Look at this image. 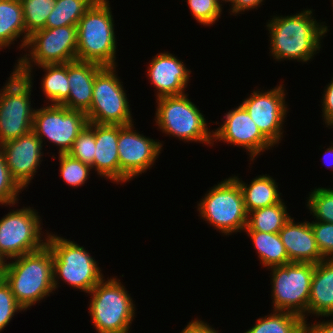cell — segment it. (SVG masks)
I'll list each match as a JSON object with an SVG mask.
<instances>
[{
	"label": "cell",
	"instance_id": "836d02e7",
	"mask_svg": "<svg viewBox=\"0 0 333 333\" xmlns=\"http://www.w3.org/2000/svg\"><path fill=\"white\" fill-rule=\"evenodd\" d=\"M192 18L203 27H211L221 19L224 9L215 0H183Z\"/></svg>",
	"mask_w": 333,
	"mask_h": 333
},
{
	"label": "cell",
	"instance_id": "f546056e",
	"mask_svg": "<svg viewBox=\"0 0 333 333\" xmlns=\"http://www.w3.org/2000/svg\"><path fill=\"white\" fill-rule=\"evenodd\" d=\"M51 153L49 156H52V160L56 158H58L56 159L57 161L59 160V176L65 184L76 189V187H82L89 182L88 180L91 178V173H94L90 165L71 157L68 153L58 154V156L53 152Z\"/></svg>",
	"mask_w": 333,
	"mask_h": 333
},
{
	"label": "cell",
	"instance_id": "ab89813d",
	"mask_svg": "<svg viewBox=\"0 0 333 333\" xmlns=\"http://www.w3.org/2000/svg\"><path fill=\"white\" fill-rule=\"evenodd\" d=\"M214 327L206 322L205 319L202 320L200 317L193 318V320L187 322L180 333H222Z\"/></svg>",
	"mask_w": 333,
	"mask_h": 333
},
{
	"label": "cell",
	"instance_id": "681fc988",
	"mask_svg": "<svg viewBox=\"0 0 333 333\" xmlns=\"http://www.w3.org/2000/svg\"><path fill=\"white\" fill-rule=\"evenodd\" d=\"M331 1V5H332V7H333V0H330ZM332 10V12H333V8L331 9ZM333 14V13H332Z\"/></svg>",
	"mask_w": 333,
	"mask_h": 333
},
{
	"label": "cell",
	"instance_id": "c3c4849f",
	"mask_svg": "<svg viewBox=\"0 0 333 333\" xmlns=\"http://www.w3.org/2000/svg\"><path fill=\"white\" fill-rule=\"evenodd\" d=\"M226 5L229 4L232 0H222Z\"/></svg>",
	"mask_w": 333,
	"mask_h": 333
},
{
	"label": "cell",
	"instance_id": "8992f818",
	"mask_svg": "<svg viewBox=\"0 0 333 333\" xmlns=\"http://www.w3.org/2000/svg\"><path fill=\"white\" fill-rule=\"evenodd\" d=\"M118 276L104 277L87 294L88 314L96 333H131L137 306Z\"/></svg>",
	"mask_w": 333,
	"mask_h": 333
},
{
	"label": "cell",
	"instance_id": "bcb514c9",
	"mask_svg": "<svg viewBox=\"0 0 333 333\" xmlns=\"http://www.w3.org/2000/svg\"><path fill=\"white\" fill-rule=\"evenodd\" d=\"M325 128H327V129H332V132H333V123H331V124L325 126ZM332 142H333V141H332Z\"/></svg>",
	"mask_w": 333,
	"mask_h": 333
},
{
	"label": "cell",
	"instance_id": "4fadbf2b",
	"mask_svg": "<svg viewBox=\"0 0 333 333\" xmlns=\"http://www.w3.org/2000/svg\"><path fill=\"white\" fill-rule=\"evenodd\" d=\"M285 81L281 79L271 89L255 87L247 97L242 99L241 105L248 112L261 133L275 146L282 142L286 127L287 115L291 109L287 99ZM281 83V84H280ZM285 125V126H284Z\"/></svg>",
	"mask_w": 333,
	"mask_h": 333
},
{
	"label": "cell",
	"instance_id": "277c9868",
	"mask_svg": "<svg viewBox=\"0 0 333 333\" xmlns=\"http://www.w3.org/2000/svg\"><path fill=\"white\" fill-rule=\"evenodd\" d=\"M188 96L187 92L155 99L154 126L164 133L165 137L176 138L184 143H199L211 148V125L203 114L204 111H201Z\"/></svg>",
	"mask_w": 333,
	"mask_h": 333
},
{
	"label": "cell",
	"instance_id": "3957f363",
	"mask_svg": "<svg viewBox=\"0 0 333 333\" xmlns=\"http://www.w3.org/2000/svg\"><path fill=\"white\" fill-rule=\"evenodd\" d=\"M109 0H96L77 25V60L118 66L116 24Z\"/></svg>",
	"mask_w": 333,
	"mask_h": 333
},
{
	"label": "cell",
	"instance_id": "5bb4252c",
	"mask_svg": "<svg viewBox=\"0 0 333 333\" xmlns=\"http://www.w3.org/2000/svg\"><path fill=\"white\" fill-rule=\"evenodd\" d=\"M87 124V115L83 111L45 104L40 108L36 106L32 132L41 140L43 148H48V142L58 148V154H67Z\"/></svg>",
	"mask_w": 333,
	"mask_h": 333
},
{
	"label": "cell",
	"instance_id": "d4e9b609",
	"mask_svg": "<svg viewBox=\"0 0 333 333\" xmlns=\"http://www.w3.org/2000/svg\"><path fill=\"white\" fill-rule=\"evenodd\" d=\"M15 44H17L18 52L22 50L23 53L26 46V28L22 2L21 0H0V51L10 50L14 47L11 45Z\"/></svg>",
	"mask_w": 333,
	"mask_h": 333
},
{
	"label": "cell",
	"instance_id": "74e56055",
	"mask_svg": "<svg viewBox=\"0 0 333 333\" xmlns=\"http://www.w3.org/2000/svg\"><path fill=\"white\" fill-rule=\"evenodd\" d=\"M321 93V117L325 127L333 123V76L330 79V82H328L327 85L323 88V92Z\"/></svg>",
	"mask_w": 333,
	"mask_h": 333
},
{
	"label": "cell",
	"instance_id": "1f68e13d",
	"mask_svg": "<svg viewBox=\"0 0 333 333\" xmlns=\"http://www.w3.org/2000/svg\"><path fill=\"white\" fill-rule=\"evenodd\" d=\"M305 206L314 220L333 223V186L315 187L307 193Z\"/></svg>",
	"mask_w": 333,
	"mask_h": 333
},
{
	"label": "cell",
	"instance_id": "f35d334b",
	"mask_svg": "<svg viewBox=\"0 0 333 333\" xmlns=\"http://www.w3.org/2000/svg\"><path fill=\"white\" fill-rule=\"evenodd\" d=\"M266 0H232L229 4V7L226 12L231 16H241L246 12L252 11V9L258 10ZM241 14V15H240Z\"/></svg>",
	"mask_w": 333,
	"mask_h": 333
},
{
	"label": "cell",
	"instance_id": "2e32d148",
	"mask_svg": "<svg viewBox=\"0 0 333 333\" xmlns=\"http://www.w3.org/2000/svg\"><path fill=\"white\" fill-rule=\"evenodd\" d=\"M134 125L136 124L119 125L117 150L121 186L154 168L164 149V141L144 135Z\"/></svg>",
	"mask_w": 333,
	"mask_h": 333
},
{
	"label": "cell",
	"instance_id": "cb8c5ba5",
	"mask_svg": "<svg viewBox=\"0 0 333 333\" xmlns=\"http://www.w3.org/2000/svg\"><path fill=\"white\" fill-rule=\"evenodd\" d=\"M232 177L238 182L241 188L244 204L247 213L267 206L277 204L283 200V194L278 188L279 182L270 174H260L250 179V182H244L239 174H232Z\"/></svg>",
	"mask_w": 333,
	"mask_h": 333
},
{
	"label": "cell",
	"instance_id": "44dd1931",
	"mask_svg": "<svg viewBox=\"0 0 333 333\" xmlns=\"http://www.w3.org/2000/svg\"><path fill=\"white\" fill-rule=\"evenodd\" d=\"M103 66L86 61L68 62L69 96L63 106L87 112L92 104L93 84L96 73Z\"/></svg>",
	"mask_w": 333,
	"mask_h": 333
},
{
	"label": "cell",
	"instance_id": "b9f144b4",
	"mask_svg": "<svg viewBox=\"0 0 333 333\" xmlns=\"http://www.w3.org/2000/svg\"><path fill=\"white\" fill-rule=\"evenodd\" d=\"M330 145L327 146V148L325 150H323V158H321V160L323 161V165H326L327 169L331 172V174L333 175V142L332 140L330 141ZM333 178V176H332Z\"/></svg>",
	"mask_w": 333,
	"mask_h": 333
},
{
	"label": "cell",
	"instance_id": "7bdbcfd3",
	"mask_svg": "<svg viewBox=\"0 0 333 333\" xmlns=\"http://www.w3.org/2000/svg\"><path fill=\"white\" fill-rule=\"evenodd\" d=\"M299 333H314L307 325Z\"/></svg>",
	"mask_w": 333,
	"mask_h": 333
},
{
	"label": "cell",
	"instance_id": "9a60e30c",
	"mask_svg": "<svg viewBox=\"0 0 333 333\" xmlns=\"http://www.w3.org/2000/svg\"><path fill=\"white\" fill-rule=\"evenodd\" d=\"M237 105L224 113L220 119L221 123L210 122L217 125L215 129L213 128L212 147L218 142H224L228 146L245 150L244 152L249 156L248 167L252 168L250 165L255 164L257 158L276 147L261 133L245 108L240 103Z\"/></svg>",
	"mask_w": 333,
	"mask_h": 333
},
{
	"label": "cell",
	"instance_id": "f1b7e54d",
	"mask_svg": "<svg viewBox=\"0 0 333 333\" xmlns=\"http://www.w3.org/2000/svg\"><path fill=\"white\" fill-rule=\"evenodd\" d=\"M96 0H56L45 28L77 26L79 20Z\"/></svg>",
	"mask_w": 333,
	"mask_h": 333
},
{
	"label": "cell",
	"instance_id": "603a6c76",
	"mask_svg": "<svg viewBox=\"0 0 333 333\" xmlns=\"http://www.w3.org/2000/svg\"><path fill=\"white\" fill-rule=\"evenodd\" d=\"M36 69H41L44 72L40 78V89L45 96L44 104L62 105L69 96L68 63L44 64L35 68L13 67V70L19 75H33Z\"/></svg>",
	"mask_w": 333,
	"mask_h": 333
},
{
	"label": "cell",
	"instance_id": "ee69618b",
	"mask_svg": "<svg viewBox=\"0 0 333 333\" xmlns=\"http://www.w3.org/2000/svg\"><path fill=\"white\" fill-rule=\"evenodd\" d=\"M4 281V271L3 268L0 270V284Z\"/></svg>",
	"mask_w": 333,
	"mask_h": 333
},
{
	"label": "cell",
	"instance_id": "d590c367",
	"mask_svg": "<svg viewBox=\"0 0 333 333\" xmlns=\"http://www.w3.org/2000/svg\"><path fill=\"white\" fill-rule=\"evenodd\" d=\"M25 310L17 303L5 280L0 284V333L7 328L14 316Z\"/></svg>",
	"mask_w": 333,
	"mask_h": 333
},
{
	"label": "cell",
	"instance_id": "ba28073f",
	"mask_svg": "<svg viewBox=\"0 0 333 333\" xmlns=\"http://www.w3.org/2000/svg\"><path fill=\"white\" fill-rule=\"evenodd\" d=\"M20 203L6 205L9 212L0 219V259L4 263L38 251L47 244L50 228H46V232L42 230L44 224L43 216L39 214L41 212L27 205L16 209Z\"/></svg>",
	"mask_w": 333,
	"mask_h": 333
},
{
	"label": "cell",
	"instance_id": "f6af8a7d",
	"mask_svg": "<svg viewBox=\"0 0 333 333\" xmlns=\"http://www.w3.org/2000/svg\"><path fill=\"white\" fill-rule=\"evenodd\" d=\"M223 9H224V2L222 0H215Z\"/></svg>",
	"mask_w": 333,
	"mask_h": 333
},
{
	"label": "cell",
	"instance_id": "5b68a950",
	"mask_svg": "<svg viewBox=\"0 0 333 333\" xmlns=\"http://www.w3.org/2000/svg\"><path fill=\"white\" fill-rule=\"evenodd\" d=\"M47 245L53 252V286L55 293L60 284L73 290L89 293L104 277L103 269L90 250L76 241L49 231ZM102 269V270H101Z\"/></svg>",
	"mask_w": 333,
	"mask_h": 333
},
{
	"label": "cell",
	"instance_id": "7c38bea8",
	"mask_svg": "<svg viewBox=\"0 0 333 333\" xmlns=\"http://www.w3.org/2000/svg\"><path fill=\"white\" fill-rule=\"evenodd\" d=\"M77 60V26L44 28L28 37L13 67L66 64Z\"/></svg>",
	"mask_w": 333,
	"mask_h": 333
},
{
	"label": "cell",
	"instance_id": "7dc6e473",
	"mask_svg": "<svg viewBox=\"0 0 333 333\" xmlns=\"http://www.w3.org/2000/svg\"><path fill=\"white\" fill-rule=\"evenodd\" d=\"M4 262L0 259V270L3 268Z\"/></svg>",
	"mask_w": 333,
	"mask_h": 333
},
{
	"label": "cell",
	"instance_id": "8d00e7d4",
	"mask_svg": "<svg viewBox=\"0 0 333 333\" xmlns=\"http://www.w3.org/2000/svg\"><path fill=\"white\" fill-rule=\"evenodd\" d=\"M317 247L324 259H333V223L310 221Z\"/></svg>",
	"mask_w": 333,
	"mask_h": 333
},
{
	"label": "cell",
	"instance_id": "8fae6325",
	"mask_svg": "<svg viewBox=\"0 0 333 333\" xmlns=\"http://www.w3.org/2000/svg\"><path fill=\"white\" fill-rule=\"evenodd\" d=\"M118 66H103L95 76L88 122L96 124L128 125L134 123L131 100L118 76Z\"/></svg>",
	"mask_w": 333,
	"mask_h": 333
},
{
	"label": "cell",
	"instance_id": "6da1fadb",
	"mask_svg": "<svg viewBox=\"0 0 333 333\" xmlns=\"http://www.w3.org/2000/svg\"><path fill=\"white\" fill-rule=\"evenodd\" d=\"M300 10L287 16L273 13L264 26L268 30L269 56L274 63L292 60L302 66L310 64L323 48L330 26L317 20L315 10L308 6Z\"/></svg>",
	"mask_w": 333,
	"mask_h": 333
},
{
	"label": "cell",
	"instance_id": "ac0fdd59",
	"mask_svg": "<svg viewBox=\"0 0 333 333\" xmlns=\"http://www.w3.org/2000/svg\"><path fill=\"white\" fill-rule=\"evenodd\" d=\"M174 53L158 52L152 56L147 64L146 77L150 85L155 88V98L187 93L191 82L190 67Z\"/></svg>",
	"mask_w": 333,
	"mask_h": 333
},
{
	"label": "cell",
	"instance_id": "e0dca14e",
	"mask_svg": "<svg viewBox=\"0 0 333 333\" xmlns=\"http://www.w3.org/2000/svg\"><path fill=\"white\" fill-rule=\"evenodd\" d=\"M12 178L23 189H29L42 165L45 148L31 131L18 139L0 144ZM35 177V178H34ZM32 182V183H31Z\"/></svg>",
	"mask_w": 333,
	"mask_h": 333
},
{
	"label": "cell",
	"instance_id": "d6a6232c",
	"mask_svg": "<svg viewBox=\"0 0 333 333\" xmlns=\"http://www.w3.org/2000/svg\"><path fill=\"white\" fill-rule=\"evenodd\" d=\"M95 148L94 123L88 122L86 127L78 134L68 154L90 165L94 172Z\"/></svg>",
	"mask_w": 333,
	"mask_h": 333
},
{
	"label": "cell",
	"instance_id": "d6986e66",
	"mask_svg": "<svg viewBox=\"0 0 333 333\" xmlns=\"http://www.w3.org/2000/svg\"><path fill=\"white\" fill-rule=\"evenodd\" d=\"M296 222L292 216L279 231L290 262L317 264L324 260L311 228L310 221Z\"/></svg>",
	"mask_w": 333,
	"mask_h": 333
},
{
	"label": "cell",
	"instance_id": "9c48e42d",
	"mask_svg": "<svg viewBox=\"0 0 333 333\" xmlns=\"http://www.w3.org/2000/svg\"><path fill=\"white\" fill-rule=\"evenodd\" d=\"M0 87V144L18 139L32 131L36 107L31 101L33 75H19L14 70ZM34 77V78H33Z\"/></svg>",
	"mask_w": 333,
	"mask_h": 333
},
{
	"label": "cell",
	"instance_id": "4dcf8cb0",
	"mask_svg": "<svg viewBox=\"0 0 333 333\" xmlns=\"http://www.w3.org/2000/svg\"><path fill=\"white\" fill-rule=\"evenodd\" d=\"M21 2L27 43L31 34L45 28L47 18L54 9L56 0H21Z\"/></svg>",
	"mask_w": 333,
	"mask_h": 333
},
{
	"label": "cell",
	"instance_id": "7a4b0ae2",
	"mask_svg": "<svg viewBox=\"0 0 333 333\" xmlns=\"http://www.w3.org/2000/svg\"><path fill=\"white\" fill-rule=\"evenodd\" d=\"M3 271L5 282L25 312L55 294L53 252L47 244L38 251L5 262Z\"/></svg>",
	"mask_w": 333,
	"mask_h": 333
},
{
	"label": "cell",
	"instance_id": "ffe728a7",
	"mask_svg": "<svg viewBox=\"0 0 333 333\" xmlns=\"http://www.w3.org/2000/svg\"><path fill=\"white\" fill-rule=\"evenodd\" d=\"M94 173L113 184H120V163L118 156L119 125L96 124Z\"/></svg>",
	"mask_w": 333,
	"mask_h": 333
},
{
	"label": "cell",
	"instance_id": "e575fe53",
	"mask_svg": "<svg viewBox=\"0 0 333 333\" xmlns=\"http://www.w3.org/2000/svg\"><path fill=\"white\" fill-rule=\"evenodd\" d=\"M24 190L12 178L6 164L5 156L0 149V206L12 205L20 200Z\"/></svg>",
	"mask_w": 333,
	"mask_h": 333
},
{
	"label": "cell",
	"instance_id": "52a82bcc",
	"mask_svg": "<svg viewBox=\"0 0 333 333\" xmlns=\"http://www.w3.org/2000/svg\"><path fill=\"white\" fill-rule=\"evenodd\" d=\"M208 189L195 206L198 219L214 227L222 237L243 233L248 213L238 182L229 176Z\"/></svg>",
	"mask_w": 333,
	"mask_h": 333
},
{
	"label": "cell",
	"instance_id": "30bf717a",
	"mask_svg": "<svg viewBox=\"0 0 333 333\" xmlns=\"http://www.w3.org/2000/svg\"><path fill=\"white\" fill-rule=\"evenodd\" d=\"M271 310L287 311L308 320V299L315 264L290 262L270 269ZM273 308V309H272Z\"/></svg>",
	"mask_w": 333,
	"mask_h": 333
},
{
	"label": "cell",
	"instance_id": "484cf974",
	"mask_svg": "<svg viewBox=\"0 0 333 333\" xmlns=\"http://www.w3.org/2000/svg\"><path fill=\"white\" fill-rule=\"evenodd\" d=\"M243 233L250 238L257 258H259V264L262 265L261 268L264 267L267 271L272 267L290 263L279 233L260 231H244Z\"/></svg>",
	"mask_w": 333,
	"mask_h": 333
},
{
	"label": "cell",
	"instance_id": "4316f807",
	"mask_svg": "<svg viewBox=\"0 0 333 333\" xmlns=\"http://www.w3.org/2000/svg\"><path fill=\"white\" fill-rule=\"evenodd\" d=\"M284 200L277 204L249 212L247 226L244 231L279 233L292 216Z\"/></svg>",
	"mask_w": 333,
	"mask_h": 333
},
{
	"label": "cell",
	"instance_id": "83f0119b",
	"mask_svg": "<svg viewBox=\"0 0 333 333\" xmlns=\"http://www.w3.org/2000/svg\"><path fill=\"white\" fill-rule=\"evenodd\" d=\"M267 315L257 317L255 323L244 333H299L306 322L297 314L270 310Z\"/></svg>",
	"mask_w": 333,
	"mask_h": 333
},
{
	"label": "cell",
	"instance_id": "7402d4cb",
	"mask_svg": "<svg viewBox=\"0 0 333 333\" xmlns=\"http://www.w3.org/2000/svg\"><path fill=\"white\" fill-rule=\"evenodd\" d=\"M333 315V259L315 264L308 299V320Z\"/></svg>",
	"mask_w": 333,
	"mask_h": 333
},
{
	"label": "cell",
	"instance_id": "60d3db41",
	"mask_svg": "<svg viewBox=\"0 0 333 333\" xmlns=\"http://www.w3.org/2000/svg\"><path fill=\"white\" fill-rule=\"evenodd\" d=\"M325 317H326L327 320L325 319ZM332 319H333V315L318 316V317H315L314 321L311 320L312 322L311 321H307L306 325L314 333H333V320Z\"/></svg>",
	"mask_w": 333,
	"mask_h": 333
}]
</instances>
